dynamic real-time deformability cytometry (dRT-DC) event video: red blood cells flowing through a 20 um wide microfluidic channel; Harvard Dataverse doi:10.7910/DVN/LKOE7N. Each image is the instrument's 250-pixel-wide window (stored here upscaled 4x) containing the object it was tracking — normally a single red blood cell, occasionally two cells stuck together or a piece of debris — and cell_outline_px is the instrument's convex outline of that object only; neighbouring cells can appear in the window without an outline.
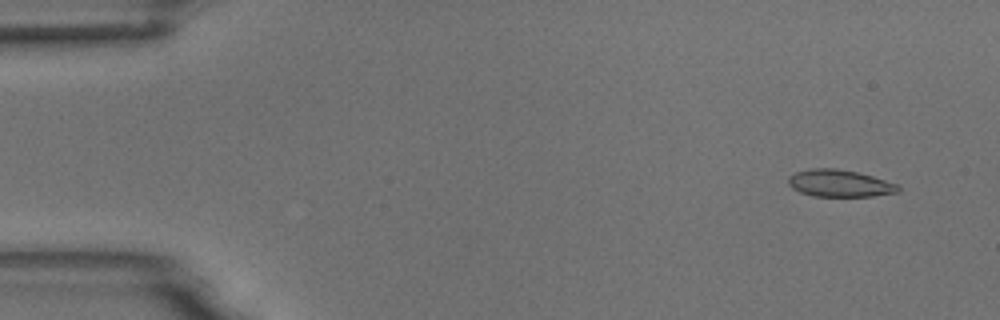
{"species": "common noctule bat (a hibernating species)", "species_latin": "Nyctalus noctula", "temperature_condition": "room temperature", "stored_images_in_passage": 5, "camera_frame_rate_fps": 3000, "um_per_image_px": 0.085, "animal": {"sex": "male", "body_mass_g": 18.8}, "frame": {"image": 1, "passage_image": 1, "time_ms": 0.0, "image_size_px": [1000, 320], "cell_outline_px": [[900, 192], [872, 196], [812, 196], [800, 192], [792, 188], [788, 184], [788, 176], [796, 172], [812, 168], [836, 168], [856, 172], [872, 176], [896, 184], [900, 188]], "centroid_in_image_um": [71.34, 15.58], "position_along_channel_um": 13.7, "area_um2": 17.28}}
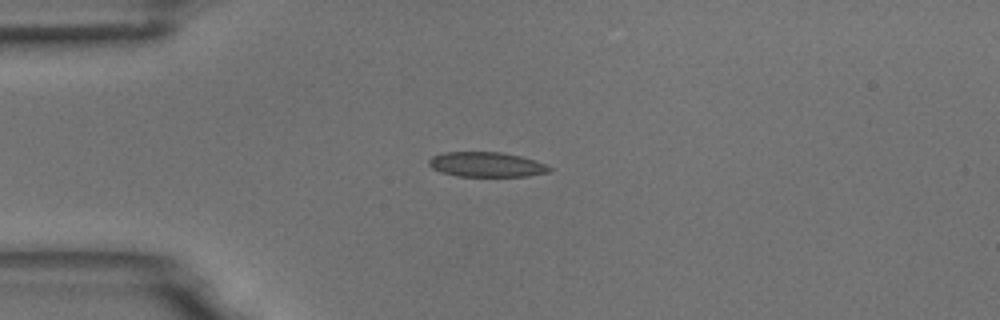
{"frame": {"image": 2, "passage_image": 4, "time_ms": 1.0, "image_size_px": [1000, 320], "cell_outline_px": [[552, 168], [548, 172], [528, 176], [456, 176], [440, 172], [432, 168], [428, 164], [428, 160], [432, 156], [444, 152], [500, 152], [520, 156], [536, 160]], "centroid_in_image_um": [41.32, 13.98], "position_along_channel_um": 43.7, "area_um2": 17.46}}